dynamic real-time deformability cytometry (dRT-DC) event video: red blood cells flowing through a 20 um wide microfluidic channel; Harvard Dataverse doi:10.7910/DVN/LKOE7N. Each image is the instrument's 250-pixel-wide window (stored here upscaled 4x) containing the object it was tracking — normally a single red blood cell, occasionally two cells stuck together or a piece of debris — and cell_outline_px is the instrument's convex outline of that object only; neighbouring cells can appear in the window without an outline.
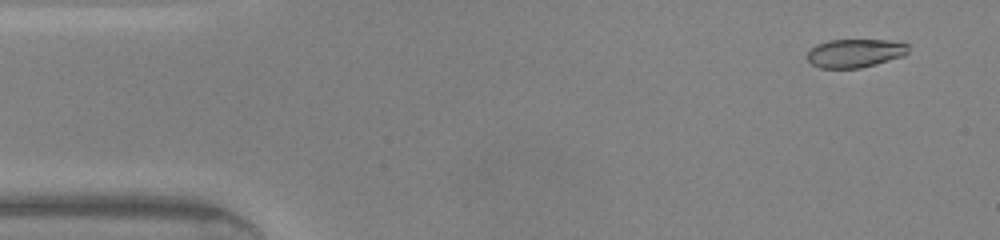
{"species": "common noctule bat (a hibernating species)", "species_latin": "Nyctalus noctula", "temperature_condition": "warm", "stored_images_in_passage": 46, "camera_frame_rate_fps": 3000, "um_per_image_px": 0.085, "animal": {"sex": "male", "body_mass_g": 20.0, "forearm_length_mm": 53.3}, "frame": {"image": 1, "passage_image": 3, "time_ms": 0.667, "image_size_px": [1000, 240], "cell_outline_px": [[908, 52], [904, 56], [876, 64], [860, 68], [820, 68], [812, 64], [808, 60], [808, 52], [816, 44], [828, 40], [888, 40], [908, 44]], "centroid_in_image_um": [72.68, 4.52], "position_along_channel_um": 12.3, "area_um2": 16.76}}
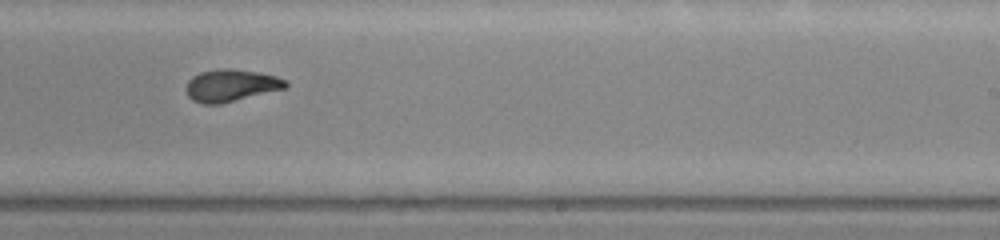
{"frame": {"image": 2, "passage_image": 28, "time_ms": 9.0, "image_size_px": [1000, 240], "cell_outline_px": [[288, 84], [284, 88], [220, 104], [200, 104], [192, 100], [188, 96], [184, 88], [188, 80], [192, 76], [200, 72], [220, 68], [228, 68], [256, 72], [276, 76], [288, 80]], "centroid_in_image_um": [19.57, 7.26], "position_along_channel_um": 269.4, "area_um2": 18.67}}
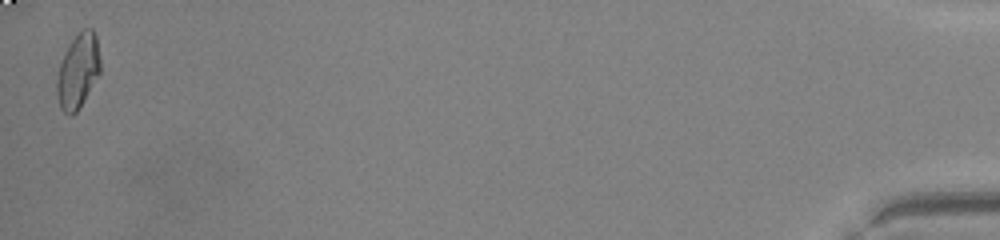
{"frame": {"image": 3, "passage_image": 46, "time_ms": 15.0, "image_size_px": [1000, 240], "cell_outline_px": [[100, 72], [76, 112], [72, 116], [68, 116], [60, 108], [56, 92], [56, 80], [60, 64], [64, 52], [68, 44], [84, 28], [92, 28], [96, 36], [100, 60]], "centroid_in_image_um": [6.61, 6.04], "position_along_channel_um": 428.6, "area_um2": 18.73}, "authors_computed_cell_mechanics": {"area_um2": 18.4093, "velocity_mm_per_s": 4.3466, "shape_relaxation_time_tau1_ms": 7.0752, "shape_relaxation_time_tau2_ms": 0.8874, "deformation_change_tau1": 0.269, "deformation_change_tau2": 0.0636}}